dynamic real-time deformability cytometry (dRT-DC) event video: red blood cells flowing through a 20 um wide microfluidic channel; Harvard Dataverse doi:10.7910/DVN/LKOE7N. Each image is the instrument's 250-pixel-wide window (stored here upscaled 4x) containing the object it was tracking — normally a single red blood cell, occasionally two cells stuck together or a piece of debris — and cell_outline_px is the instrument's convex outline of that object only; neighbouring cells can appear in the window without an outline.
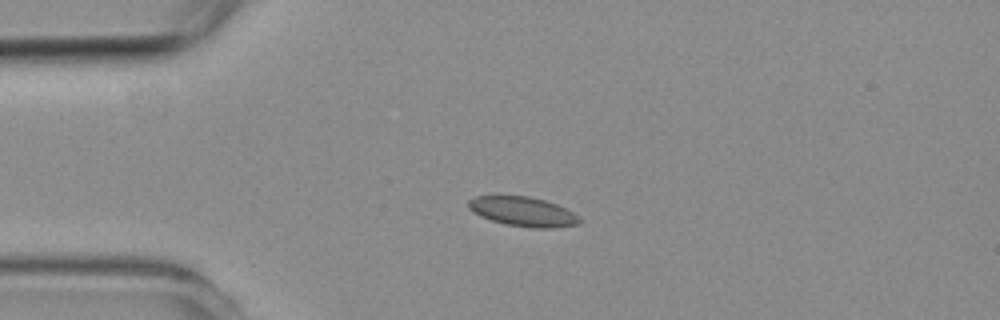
{"species": "common noctule bat (a hibernating species)", "species_latin": "Nyctalus noctula", "temperature_condition": "room temperature", "stored_images_in_passage": 4, "camera_frame_rate_fps": 3000, "um_per_image_px": 0.085, "animal": {"sex": "female", "body_mass_g": 19.3, "forearm_length_mm": 54.1}, "frame": {"image": 1, "passage_image": 4, "time_ms": 3.667, "image_size_px": [1000, 320], "cell_outline_px": [[580, 224], [552, 228], [532, 228], [508, 224], [492, 220], [480, 216], [472, 212], [468, 208], [468, 200], [476, 196], [528, 196], [544, 200], [556, 204], [572, 212], [580, 220]], "centroid_in_image_um": [44.42, 17.98], "position_along_channel_um": 40.6, "area_um2": 18.84}}